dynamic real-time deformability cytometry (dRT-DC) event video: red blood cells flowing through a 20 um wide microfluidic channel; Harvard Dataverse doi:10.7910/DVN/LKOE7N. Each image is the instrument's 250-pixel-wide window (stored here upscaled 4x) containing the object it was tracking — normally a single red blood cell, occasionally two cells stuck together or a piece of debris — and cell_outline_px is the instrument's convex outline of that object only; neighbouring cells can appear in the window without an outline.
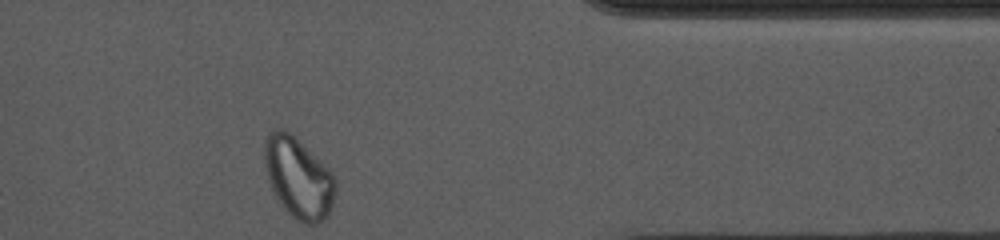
{"species": "common noctule bat (a hibernating species)", "species_latin": "Nyctalus noctula", "temperature_condition": "cold", "stored_images_in_passage": 38, "camera_frame_rate_fps": 3000, "um_per_image_px": 0.085, "animal": {"sex": "female", "body_mass_g": 10.0, "forearm_length_mm": 53.1}, "frame": {"image": 1, "passage_image": 38, "time_ms": 12.333, "image_size_px": [1000, 240], "cell_outline_px": [[336, 188], [332, 204], [328, 216], [324, 220], [316, 224], [304, 224], [292, 216], [280, 204], [268, 180], [264, 164], [264, 140], [268, 132], [272, 128], [280, 128], [288, 132], [328, 168], [332, 172], [336, 180]], "centroid_in_image_um": [25.35, 15.12], "position_along_channel_um": 386.1, "area_um2": 33.23}, "authors_computed_cell_mechanics": {"area_um2": 26.0678, "velocity_mm_per_s": 3.6511, "shape_relaxation_time_tau1_ms": null, "shape_relaxation_time_tau2_ms": 1.6873, "deformation_change_tau1": null, "deformation_change_tau2": 0.0649}}